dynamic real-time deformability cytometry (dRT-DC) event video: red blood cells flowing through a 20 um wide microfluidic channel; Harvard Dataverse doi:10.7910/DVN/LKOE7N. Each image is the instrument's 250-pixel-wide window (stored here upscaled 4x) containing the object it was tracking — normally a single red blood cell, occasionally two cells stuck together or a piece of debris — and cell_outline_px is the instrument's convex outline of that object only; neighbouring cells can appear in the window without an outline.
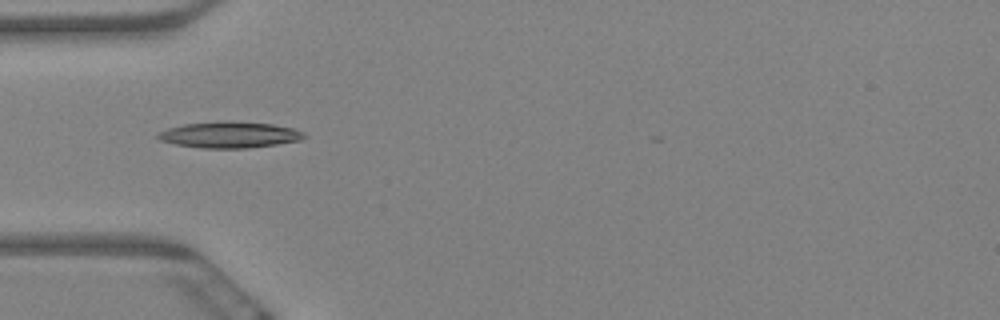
{"species": "Egyptian fruit bat (a non-hibernating species)", "species_latin": "Rousettus aegyptiacus", "temperature_condition": "warm", "stored_images_in_passage": 3, "camera_frame_rate_fps": 3000, "um_per_image_px": 0.085, "animal": {"sex": "female"}, "frame": {"image": 1, "passage_image": 1, "time_ms": 0.0, "image_size_px": [1000, 320], "cell_outline_px": [[308, 136], [300, 140], [276, 144], [248, 148], [200, 148], [176, 144], [160, 140], [156, 136], [156, 132], [168, 128], [184, 124], [232, 120], [272, 124], [296, 128], [304, 132]], "centroid_in_image_um": [19.53, 11.44], "position_along_channel_um": 65.5, "area_um2": 22.54}}
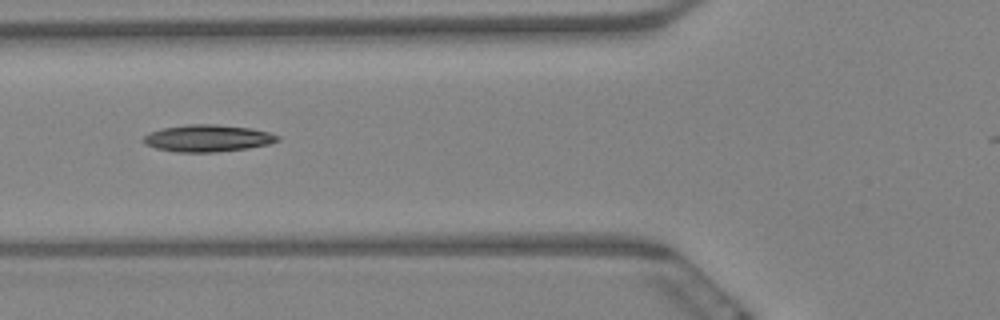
{"frame": {"image": 2, "passage_image": 2, "time_ms": 0.333, "image_size_px": [1000, 320], "cell_outline_px": [[280, 140], [268, 144], [248, 148], [216, 152], [176, 152], [156, 148], [144, 144], [140, 140], [148, 132], [164, 128], [184, 124], [216, 124], [252, 128], [268, 132], [280, 136]], "centroid_in_image_um": [17.62, 11.74], "position_along_channel_um": 108.2, "area_um2": 21.27}}
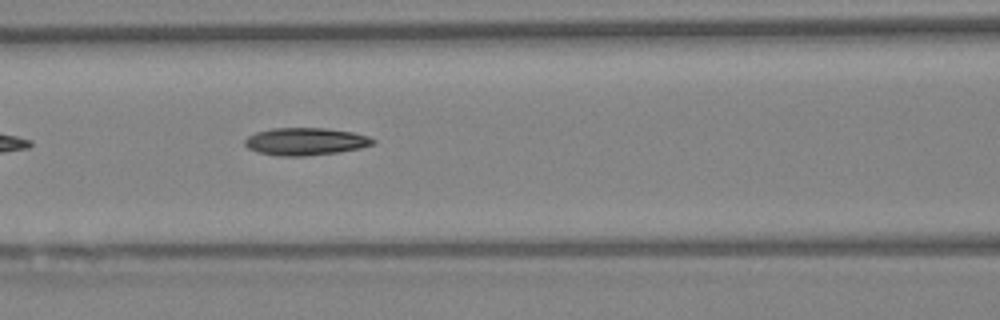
{"frame": {"image": 3, "passage_image": 3, "time_ms": 0.667, "image_size_px": [1000, 320], "cell_outline_px": [[376, 144], [360, 148], [336, 152], [304, 156], [276, 156], [256, 152], [248, 148], [244, 144], [244, 140], [248, 136], [256, 132], [272, 128], [324, 128], [352, 132], [368, 136], [376, 140]], "centroid_in_image_um": [25.95, 12.03], "position_along_channel_um": 140.7, "area_um2": 20.58}}